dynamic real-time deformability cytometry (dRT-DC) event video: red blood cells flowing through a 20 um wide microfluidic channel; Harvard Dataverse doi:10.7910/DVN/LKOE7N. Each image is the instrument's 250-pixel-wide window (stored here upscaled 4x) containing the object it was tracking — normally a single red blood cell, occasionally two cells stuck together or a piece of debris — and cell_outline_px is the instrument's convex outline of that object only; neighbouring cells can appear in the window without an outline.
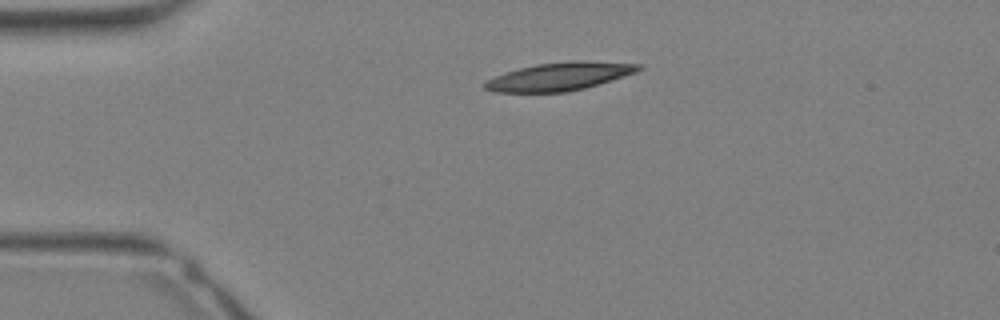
{"species": "Egyptian fruit bat (a non-hibernating species)", "species_latin": "Rousettus aegyptiacus", "temperature_condition": "warm", "stored_images_in_passage": 27, "camera_frame_rate_fps": 3000, "um_per_image_px": 0.085, "animal": {"sex": "female"}, "frame": {"image": 1, "passage_image": 1, "time_ms": 0.0, "image_size_px": [1000, 320], "cell_outline_px": [[644, 68], [636, 72], [584, 88], [568, 92], [492, 92], [484, 88], [484, 80], [504, 72], [536, 64], [572, 60], [588, 60], [640, 64]], "centroid_in_image_um": [47.52, 6.49], "position_along_channel_um": 37.5, "area_um2": 25.26}}
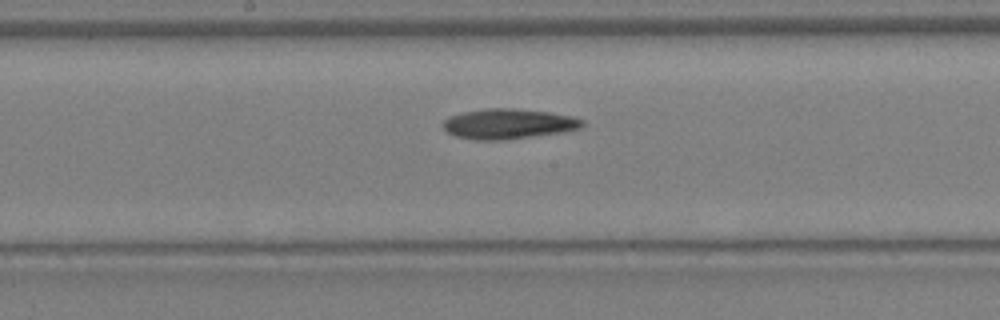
{"frame": {"image": 2, "passage_image": 11, "time_ms": 3.333, "image_size_px": [1000, 320], "cell_outline_px": [[584, 124], [580, 128], [564, 132], [508, 140], [476, 140], [456, 136], [448, 132], [440, 124], [448, 116], [464, 112], [488, 108], [512, 108], [548, 112], [572, 116], [584, 120]], "centroid_in_image_um": [43.21, 10.53], "position_along_channel_um": 205.0, "area_um2": 24.62}}
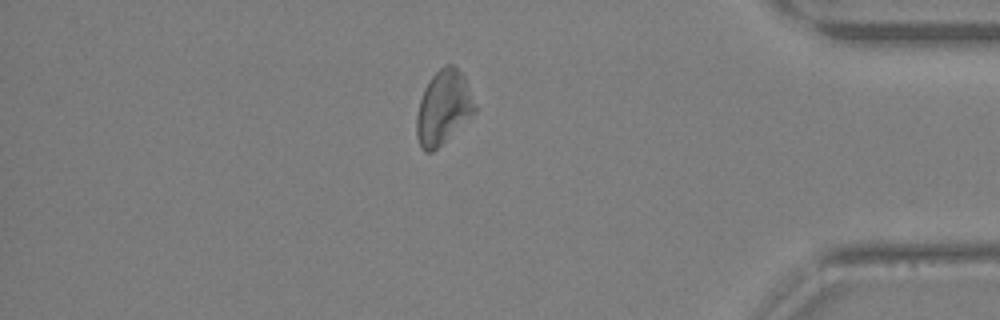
{"frame": {"image": 3, "passage_image": 22, "time_ms": 7.0, "image_size_px": [1000, 320], "cell_outline_px": [[476, 112], [432, 152], [424, 152], [420, 148], [416, 136], [416, 116], [420, 100], [424, 88], [428, 80], [440, 68], [448, 64], [452, 64], [464, 76], [476, 108]], "centroid_in_image_um": [37.65, 9.15], "position_along_channel_um": 397.6, "area_um2": 24.8}}